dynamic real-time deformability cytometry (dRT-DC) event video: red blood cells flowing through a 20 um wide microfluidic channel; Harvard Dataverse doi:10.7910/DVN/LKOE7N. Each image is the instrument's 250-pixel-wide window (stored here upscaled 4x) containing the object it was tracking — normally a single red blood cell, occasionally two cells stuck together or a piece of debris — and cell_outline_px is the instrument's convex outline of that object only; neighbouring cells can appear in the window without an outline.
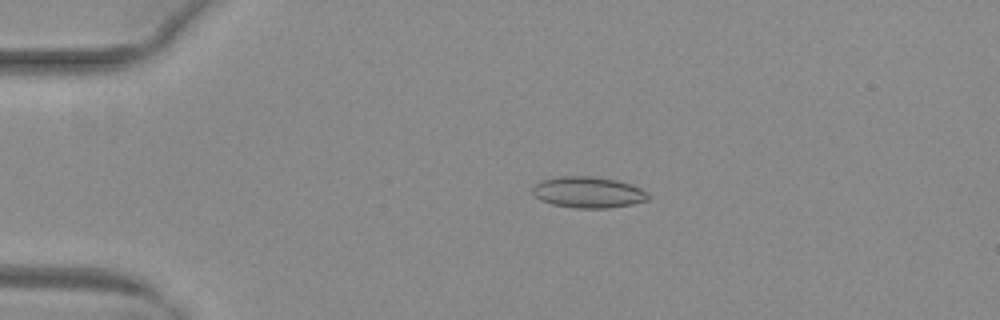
{"species": "common noctule bat (a hibernating species)", "species_latin": "Nyctalus noctula", "temperature_condition": "warm", "stored_images_in_passage": 52, "camera_frame_rate_fps": 3000, "um_per_image_px": 0.085, "animal": {"sex": "female", "body_mass_g": 29.2, "forearm_length_mm": 56.3}, "frame": {"image": 1, "passage_image": 12, "time_ms": 3.667, "image_size_px": [1000, 320], "cell_outline_px": [[648, 200], [632, 204], [608, 208], [576, 208], [552, 204], [540, 200], [532, 192], [532, 188], [540, 180], [560, 176], [592, 176], [616, 180], [632, 184], [648, 192]], "centroid_in_image_um": [49.99, 16.34], "position_along_channel_um": 35.0, "area_um2": 21.04}}
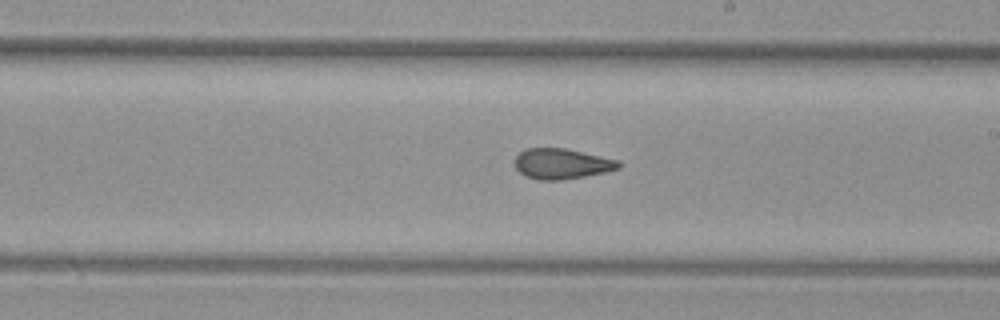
{"frame": {"image": 2, "passage_image": 31, "time_ms": 10.0, "image_size_px": [1000, 320], "cell_outline_px": [[624, 164], [620, 168], [604, 172], [564, 180], [536, 180], [524, 176], [516, 168], [516, 156], [524, 148], [564, 148], [620, 160]], "centroid_in_image_um": [47.77, 13.92], "position_along_channel_um": 241.2, "area_um2": 18.55}}
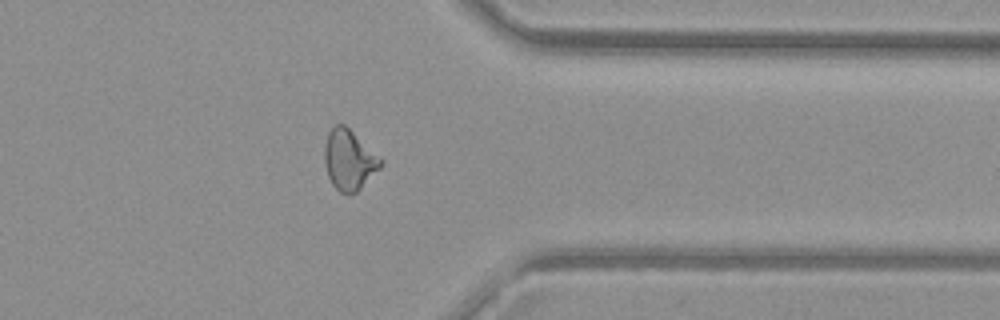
{"frame": {"image": 3, "passage_image": 42, "time_ms": 13.667, "image_size_px": [1000, 320], "cell_outline_px": [[384, 160], [380, 168], [356, 192], [348, 196], [340, 192], [332, 184], [328, 176], [324, 164], [324, 148], [328, 132], [332, 124], [344, 124], [380, 156]], "centroid_in_image_um": [29.66, 13.58], "position_along_channel_um": 381.7, "area_um2": 19.88}, "authors_computed_cell_mechanics": {"area_um2": 19.7098, "velocity_mm_per_s": 4.0371, "shape_relaxation_time_tau1_ms": null, "shape_relaxation_time_tau2_ms": 1.6621, "deformation_change_tau1": null, "deformation_change_tau2": 0.0862}}